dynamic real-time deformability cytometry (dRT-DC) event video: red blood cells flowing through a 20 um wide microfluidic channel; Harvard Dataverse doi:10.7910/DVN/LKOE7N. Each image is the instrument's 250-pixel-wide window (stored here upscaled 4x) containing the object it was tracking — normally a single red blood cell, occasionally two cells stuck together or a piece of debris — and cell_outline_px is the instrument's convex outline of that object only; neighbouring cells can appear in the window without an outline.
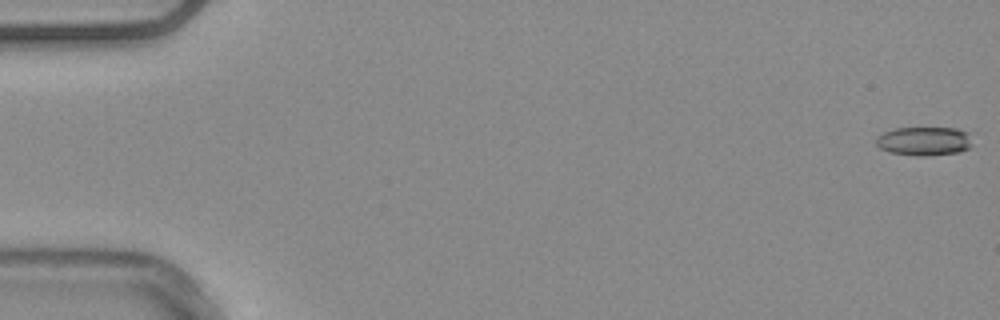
{"species": "common noctule bat (a hibernating species)", "species_latin": "Nyctalus noctula", "temperature_condition": "warm", "stored_images_in_passage": 50, "camera_frame_rate_fps": 3000, "um_per_image_px": 0.085, "animal": {"sex": "male", "body_mass_g": 20.4}, "frame": {"image": 1, "passage_image": 1, "time_ms": 0.0, "image_size_px": [1000, 320], "cell_outline_px": [[968, 148], [956, 152], [924, 156], [916, 156], [888, 152], [880, 148], [876, 144], [876, 136], [892, 128], [956, 128], [968, 132]], "centroid_in_image_um": [78.45, 11.99], "position_along_channel_um": 6.5, "area_um2": 15.95}}
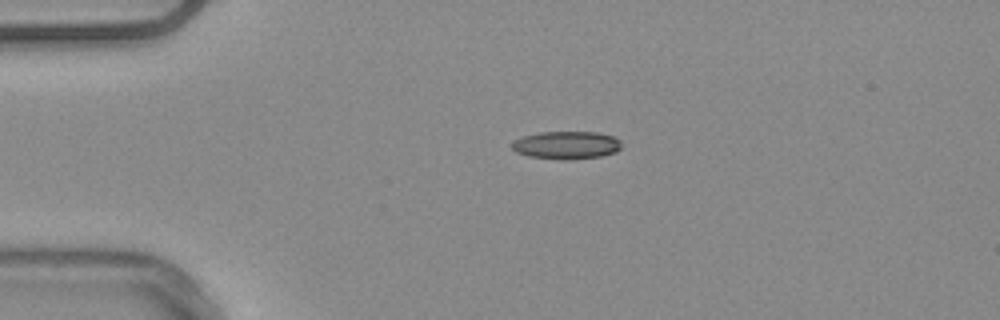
{"frame": {"image": 2, "passage_image": 13, "time_ms": 4.0, "image_size_px": [1000, 320], "cell_outline_px": [[620, 148], [616, 152], [600, 156], [568, 160], [560, 160], [528, 156], [516, 152], [512, 148], [512, 140], [524, 136], [540, 132], [596, 132], [616, 136], [620, 140]], "centroid_in_image_um": [48.15, 12.33], "position_along_channel_um": 36.9, "area_um2": 17.92}}
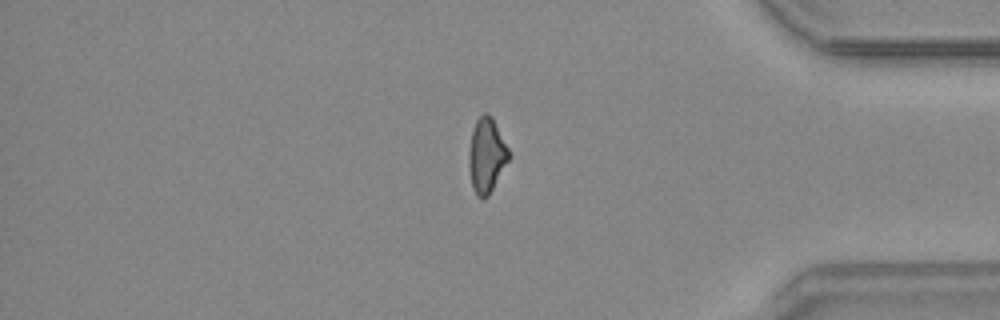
{"frame": {"image": 3, "passage_image": 46, "time_ms": 15.0, "image_size_px": [1000, 320], "cell_outline_px": [[512, 156], [488, 196], [484, 200], [480, 200], [476, 196], [472, 188], [468, 164], [468, 156], [472, 132], [476, 120], [484, 112], [488, 112], [492, 116]], "centroid_in_image_um": [41.36, 13.24], "position_along_channel_um": 393.8, "area_um2": 17.69}, "authors_computed_cell_mechanics": {"area_um2": 17.3689, "velocity_mm_per_s": 3.7969, "shape_relaxation_time_tau1_ms": null, "shape_relaxation_time_tau2_ms": 5.098, "deformation_change_tau1": null, "deformation_change_tau2": 0.1394}}